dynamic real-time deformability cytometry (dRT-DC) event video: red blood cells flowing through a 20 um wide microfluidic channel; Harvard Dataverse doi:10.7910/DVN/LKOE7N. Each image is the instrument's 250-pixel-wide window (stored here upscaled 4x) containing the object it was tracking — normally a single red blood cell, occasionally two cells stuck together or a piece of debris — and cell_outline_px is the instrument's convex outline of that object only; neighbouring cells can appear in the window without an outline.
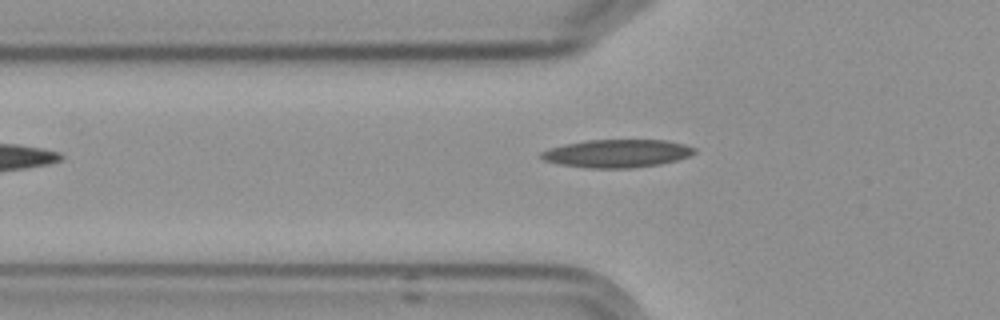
{"species": "Egyptian fruit bat (a non-hibernating species)", "species_latin": "Rousettus aegyptiacus", "temperature_condition": "cold", "stored_images_in_passage": 6, "camera_frame_rate_fps": 3000, "um_per_image_px": 0.085, "frame": {"image": 1, "passage_image": 6, "time_ms": 6.0, "image_size_px": [1000, 320], "cell_outline_px": [[696, 152], [688, 156], [676, 160], [660, 164], [632, 168], [584, 168], [560, 164], [544, 160], [540, 156], [540, 152], [548, 148], [564, 144], [588, 140], [668, 140], [684, 144], [696, 148]], "centroid_in_image_um": [52.44, 13.04], "position_along_channel_um": 73.4, "area_um2": 25.09}}